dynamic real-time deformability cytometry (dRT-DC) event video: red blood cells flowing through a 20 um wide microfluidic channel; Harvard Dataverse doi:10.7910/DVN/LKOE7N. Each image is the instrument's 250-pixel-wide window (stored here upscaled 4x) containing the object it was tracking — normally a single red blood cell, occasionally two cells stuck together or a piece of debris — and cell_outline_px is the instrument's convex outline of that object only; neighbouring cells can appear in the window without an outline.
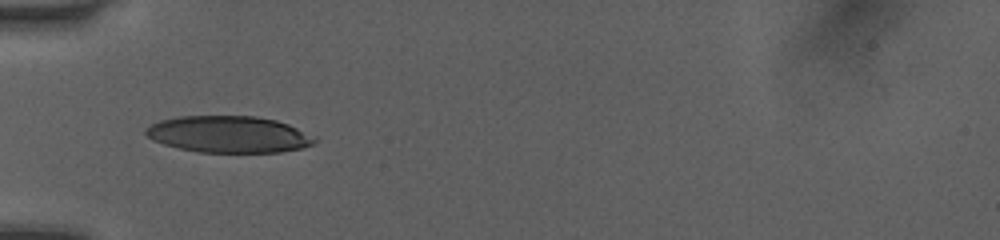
{"species": "human", "species_latin": "Homo sapiens", "temperature_condition": "room temperature", "stored_images_in_passage": 34, "camera_frame_rate_fps": 3000, "um_per_image_px": 0.085, "donor": {"sex": "female"}, "frame": {"image": 1, "passage_image": 1, "time_ms": 0.0, "image_size_px": [1000, 240], "cell_outline_px": [[320, 140], [304, 148], [280, 152], [196, 152], [164, 144], [152, 140], [144, 132], [144, 128], [160, 120], [180, 116], [256, 116], [276, 120], [288, 124], [316, 136]], "centroid_in_image_um": [19.48, 11.42], "position_along_channel_um": 65.5, "area_um2": 36.3}}
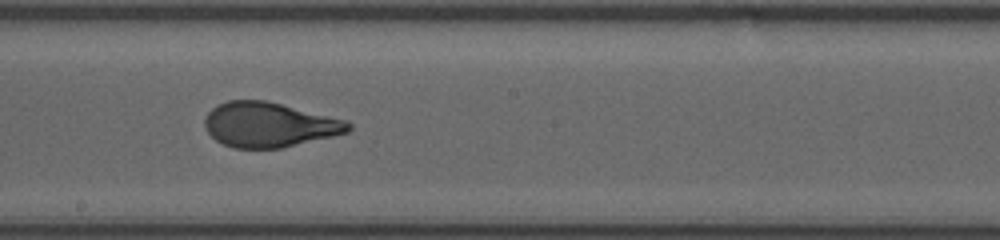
{"frame": {"image": 2, "passage_image": 13, "time_ms": 4.0, "image_size_px": [1000, 240], "cell_outline_px": [[352, 128], [348, 132], [332, 136], [280, 148], [232, 148], [216, 140], [204, 128], [204, 120], [208, 112], [212, 108], [228, 100], [264, 100], [348, 120], [352, 124]], "centroid_in_image_um": [22.88, 10.6], "position_along_channel_um": 225.3, "area_um2": 37.34}}
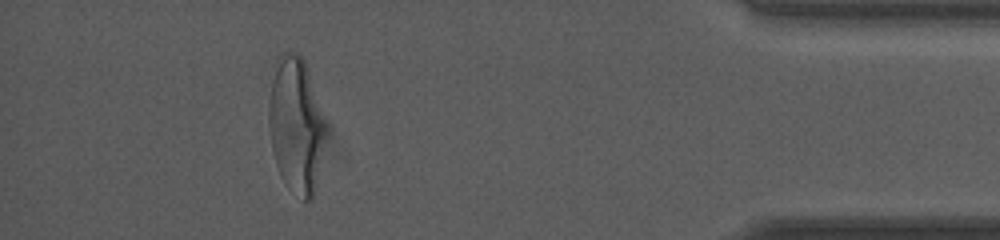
{"frame": {"image": 3, "passage_image": 30, "time_ms": 9.667, "image_size_px": [1000, 240], "cell_outline_px": [[328, 132], [316, 188], [312, 200], [304, 200], [288, 188], [284, 184], [280, 176], [272, 152], [268, 128], [268, 108], [272, 84], [280, 56], [284, 52], [300, 52], [304, 60], [328, 124]], "centroid_in_image_um": [25.21, 10.7], "position_along_channel_um": 410.0, "area_um2": 45.6}, "authors_computed_cell_mechanics": {"area_um2": 38.3792, "velocity_mm_per_s": 4.0663, "shape_relaxation_time_tau1_ms": 4.5093, "shape_relaxation_time_tau2_ms": null, "deformation_change_tau1": 0.1844, "deformation_change_tau2": null}}